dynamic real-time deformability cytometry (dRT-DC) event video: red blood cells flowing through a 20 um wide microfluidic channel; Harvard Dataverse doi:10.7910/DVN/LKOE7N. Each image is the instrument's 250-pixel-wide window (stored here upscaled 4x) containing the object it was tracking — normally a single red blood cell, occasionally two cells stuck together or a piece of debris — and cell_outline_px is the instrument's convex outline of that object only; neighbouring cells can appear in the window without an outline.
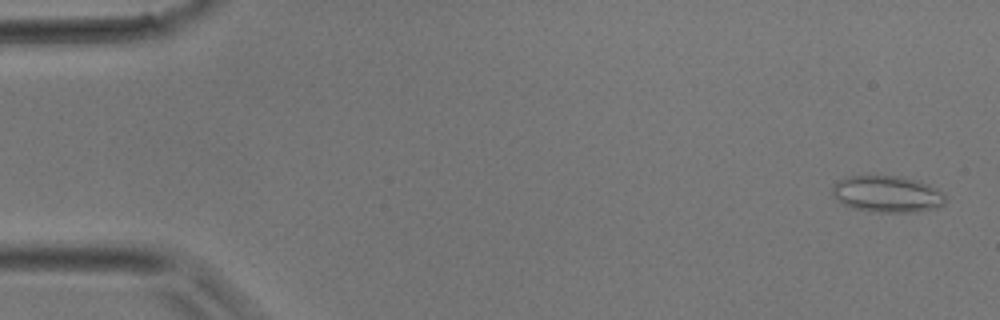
{"species": "common noctule bat (a hibernating species)", "species_latin": "Nyctalus noctula", "temperature_condition": "room temperature", "stored_images_in_passage": 39, "camera_frame_rate_fps": 3000, "um_per_image_px": 0.085, "animal": {"sex": "male", "body_mass_g": 17.9}, "frame": {"image": 1, "passage_image": 2, "time_ms": 0.333, "image_size_px": [1000, 320], "cell_outline_px": [[944, 204], [936, 208], [920, 212], [872, 212], [852, 208], [844, 204], [832, 192], [832, 188], [840, 180], [848, 176], [900, 176], [916, 180], [928, 184], [944, 192]], "centroid_in_image_um": [75.46, 16.51], "position_along_channel_um": 9.5, "area_um2": 23.99}}
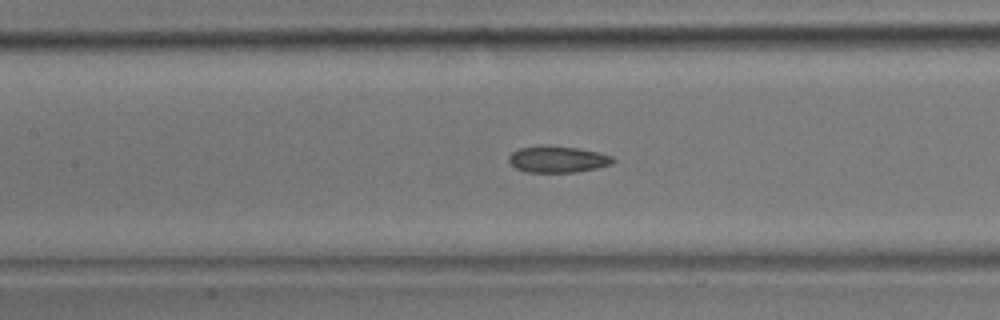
{"frame": {"image": 2, "passage_image": 18, "time_ms": 5.667, "image_size_px": [1000, 320], "cell_outline_px": [[616, 160], [612, 164], [596, 168], [576, 172], [528, 172], [516, 168], [508, 160], [508, 156], [512, 152], [520, 148], [540, 144], [548, 144], [576, 148], [600, 152], [612, 156]], "centroid_in_image_um": [47.4, 13.52], "position_along_channel_um": 160.0, "area_um2": 16.3}}
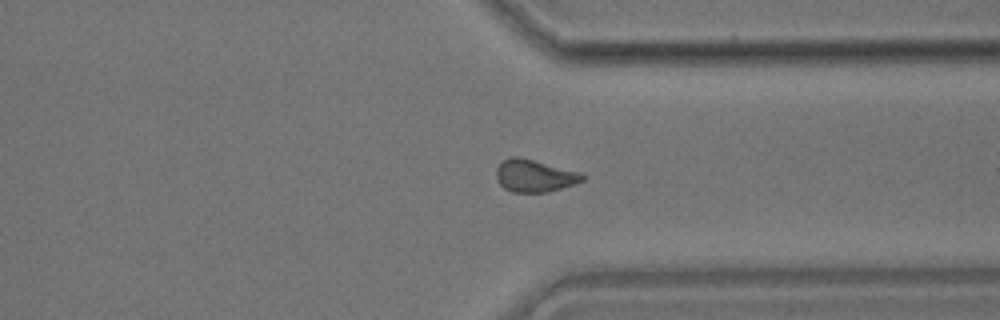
{"frame": {"image": 3, "passage_image": 30, "time_ms": 9.667, "image_size_px": [1000, 320], "cell_outline_px": [[584, 180], [548, 192], [512, 192], [504, 188], [496, 180], [496, 168], [504, 160], [512, 156], [516, 156], [580, 172], [584, 176]], "centroid_in_image_um": [45.39, 14.95], "position_along_channel_um": 366.0, "area_um2": 15.95}}